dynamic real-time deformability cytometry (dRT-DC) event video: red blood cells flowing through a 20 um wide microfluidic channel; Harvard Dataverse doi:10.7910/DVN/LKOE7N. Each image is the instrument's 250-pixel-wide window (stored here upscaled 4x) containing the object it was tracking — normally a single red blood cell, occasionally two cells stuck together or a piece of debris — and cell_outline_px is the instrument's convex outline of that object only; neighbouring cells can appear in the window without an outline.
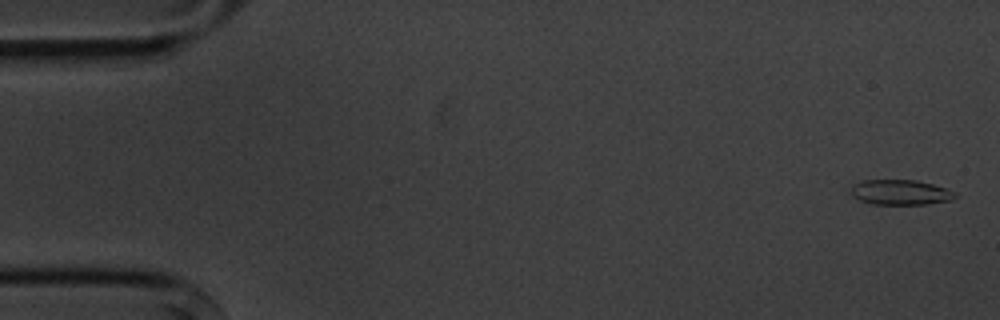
{"species": "common noctule bat (a hibernating species)", "species_latin": "Nyctalus noctula", "temperature_condition": "cold", "stored_images_in_passage": 4, "camera_frame_rate_fps": 3000, "um_per_image_px": 0.085, "animal": {"sex": "male", "body_mass_g": 20.1, "forearm_length_mm": 53.5}, "frame": {"image": 1, "passage_image": 1, "time_ms": 0.0, "image_size_px": [1000, 320], "cell_outline_px": [[956, 196], [952, 200], [928, 204], [872, 204], [860, 200], [852, 196], [848, 192], [852, 184], [860, 180], [916, 180], [932, 184], [956, 192]], "centroid_in_image_um": [76.48, 16.34], "position_along_channel_um": 8.5, "area_um2": 15.43}}
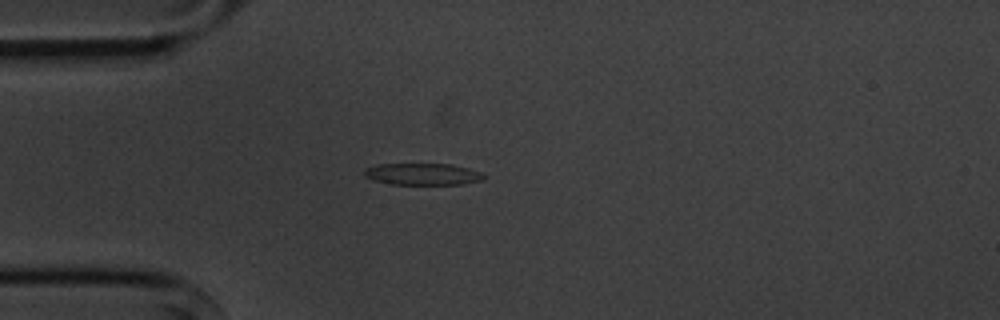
{"frame": {"image": 2, "passage_image": 4, "time_ms": 4.333, "image_size_px": [1000, 320], "cell_outline_px": [[484, 180], [464, 184], [392, 184], [372, 180], [364, 176], [364, 168], [376, 164], [452, 164], [468, 168], [480, 172], [484, 176]], "centroid_in_image_um": [35.9, 14.8], "position_along_channel_um": 49.1, "area_um2": 15.2}}